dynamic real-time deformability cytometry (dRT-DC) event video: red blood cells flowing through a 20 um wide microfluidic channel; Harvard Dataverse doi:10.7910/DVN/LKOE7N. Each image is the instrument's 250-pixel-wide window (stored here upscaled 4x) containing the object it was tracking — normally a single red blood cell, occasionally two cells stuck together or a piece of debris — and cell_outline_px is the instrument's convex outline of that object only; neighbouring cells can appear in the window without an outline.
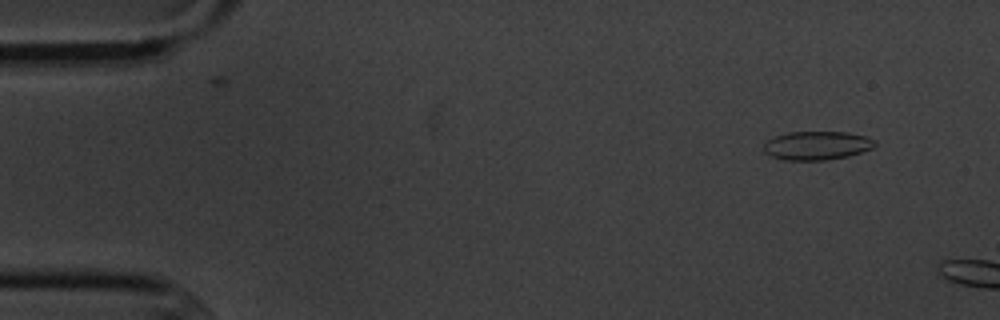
{"species": "common noctule bat (a hibernating species)", "species_latin": "Nyctalus noctula", "temperature_condition": "cold", "stored_images_in_passage": 2, "camera_frame_rate_fps": 3000, "um_per_image_px": 0.085, "animal": {"sex": "male", "body_mass_g": 20.1, "forearm_length_mm": 53.5}, "frame": {"image": 1, "passage_image": 1, "time_ms": 0.0, "image_size_px": [1000, 320], "cell_outline_px": [[876, 144], [872, 148], [848, 156], [828, 160], [784, 160], [772, 156], [764, 152], [764, 140], [788, 132], [848, 132], [868, 136], [876, 140]], "centroid_in_image_um": [69.44, 12.36], "position_along_channel_um": 15.6, "area_um2": 18.73}}